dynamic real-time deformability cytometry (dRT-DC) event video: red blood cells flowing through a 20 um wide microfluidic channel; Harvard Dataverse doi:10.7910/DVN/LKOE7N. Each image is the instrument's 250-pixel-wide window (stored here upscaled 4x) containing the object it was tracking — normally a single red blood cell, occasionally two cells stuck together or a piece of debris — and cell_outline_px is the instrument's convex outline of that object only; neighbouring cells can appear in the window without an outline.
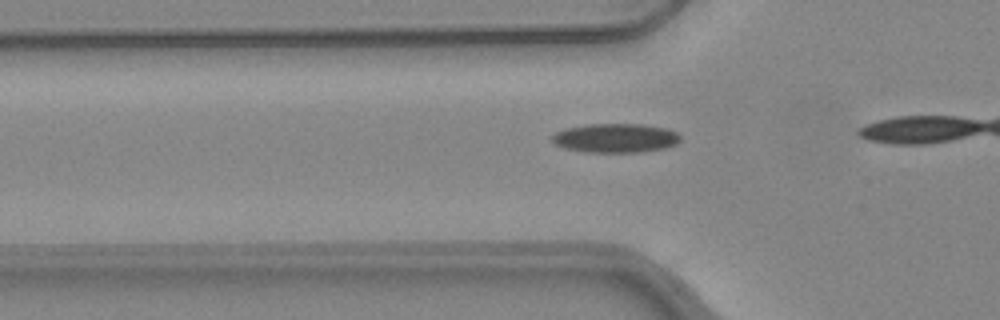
{"species": "common noctule bat (a hibernating species)", "species_latin": "Nyctalus noctula", "temperature_condition": "warm", "stored_images_in_passage": 22, "camera_frame_rate_fps": 3000, "um_per_image_px": 0.085, "animal": {"sex": "female", "body_mass_g": 24.6, "forearm_length_mm": 56.2}, "frame": {"image": 1, "passage_image": 11, "time_ms": 3.333, "image_size_px": [1000, 320], "cell_outline_px": [[680, 140], [676, 144], [664, 148], [640, 152], [584, 152], [564, 148], [556, 144], [552, 140], [552, 136], [556, 132], [568, 128], [588, 124], [640, 124], [668, 128], [676, 132], [680, 136]], "centroid_in_image_um": [52.34, 11.73], "position_along_channel_um": 73.5, "area_um2": 21.68}}
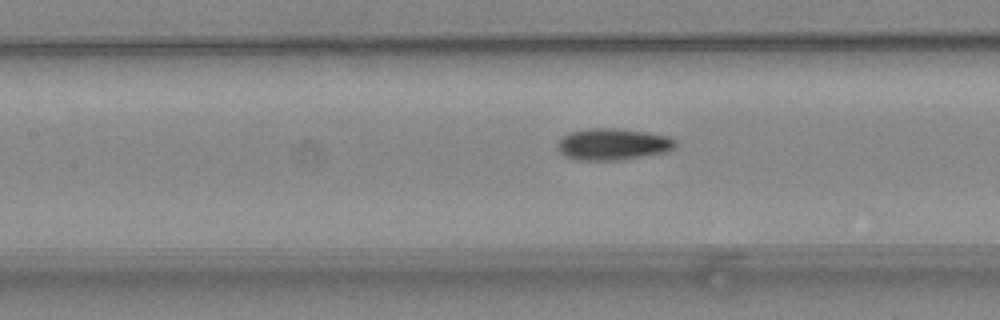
{"frame": {"image": 2, "passage_image": 17, "time_ms": 5.333, "image_size_px": [1000, 320], "cell_outline_px": [[676, 144], [672, 148], [664, 152], [620, 160], [576, 160], [560, 152], [556, 148], [556, 144], [564, 136], [572, 132], [588, 128], [620, 128], [668, 136], [676, 140]], "centroid_in_image_um": [52.07, 12.25], "position_along_channel_um": 155.3, "area_um2": 21.5}}
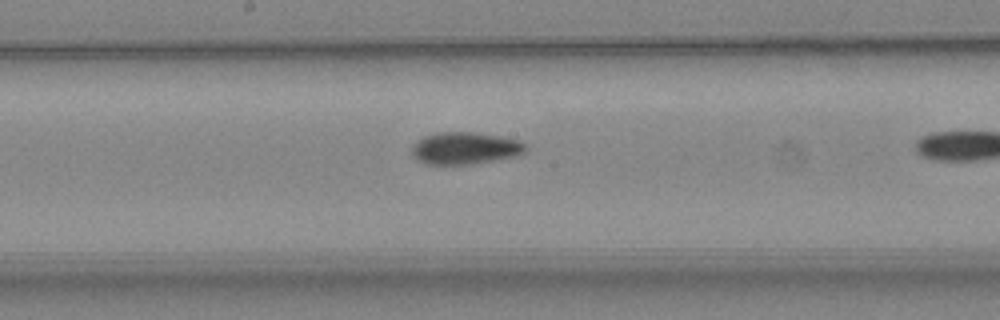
{"frame": {"image": 3, "passage_image": 21, "time_ms": 6.667, "image_size_px": [1000, 320], "cell_outline_px": [[528, 148], [524, 152], [516, 156], [472, 164], [424, 164], [416, 160], [412, 156], [412, 144], [416, 140], [424, 136], [436, 132], [476, 132], [500, 136], [520, 140]], "centroid_in_image_um": [39.49, 12.59], "position_along_channel_um": 208.7, "area_um2": 21.56}}